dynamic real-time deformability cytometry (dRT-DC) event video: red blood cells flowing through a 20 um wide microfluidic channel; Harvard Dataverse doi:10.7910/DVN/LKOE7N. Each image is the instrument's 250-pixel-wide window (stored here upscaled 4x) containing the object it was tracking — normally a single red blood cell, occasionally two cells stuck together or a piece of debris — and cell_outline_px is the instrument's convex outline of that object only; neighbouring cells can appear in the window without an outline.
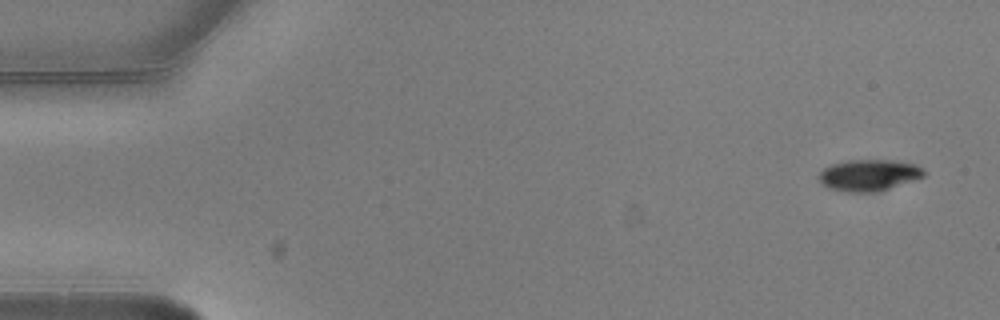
{"species": "common noctule bat (a hibernating species)", "species_latin": "Nyctalus noctula", "temperature_condition": "warm", "stored_images_in_passage": 4, "camera_frame_rate_fps": 3000, "um_per_image_px": 0.085, "animal": {"sex": "male", "body_mass_g": 20.5, "forearm_length_mm": 52.5}, "frame": {"image": 1, "passage_image": 1, "time_ms": 0.0, "image_size_px": [1000, 320], "cell_outline_px": [[924, 176], [876, 192], [848, 192], [828, 188], [816, 176], [824, 168], [832, 164], [848, 160], [892, 160], [916, 164], [924, 168]], "centroid_in_image_um": [73.83, 14.88], "position_along_channel_um": 11.2, "area_um2": 19.07}}
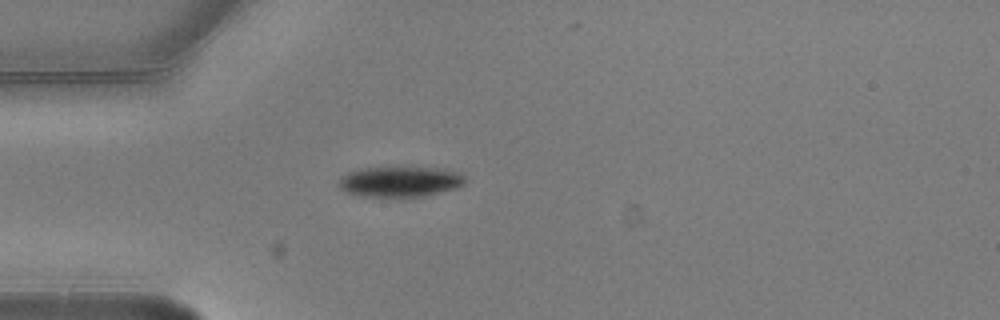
{"frame": {"image": 2, "passage_image": 4, "time_ms": 1.0, "image_size_px": [1000, 320], "cell_outline_px": [[464, 184], [456, 188], [424, 196], [400, 200], [396, 200], [360, 196], [344, 192], [336, 184], [340, 176], [348, 172], [360, 168], [444, 168], [456, 172], [464, 176]], "centroid_in_image_um": [33.92, 15.49], "position_along_channel_um": 51.1, "area_um2": 23.29}}